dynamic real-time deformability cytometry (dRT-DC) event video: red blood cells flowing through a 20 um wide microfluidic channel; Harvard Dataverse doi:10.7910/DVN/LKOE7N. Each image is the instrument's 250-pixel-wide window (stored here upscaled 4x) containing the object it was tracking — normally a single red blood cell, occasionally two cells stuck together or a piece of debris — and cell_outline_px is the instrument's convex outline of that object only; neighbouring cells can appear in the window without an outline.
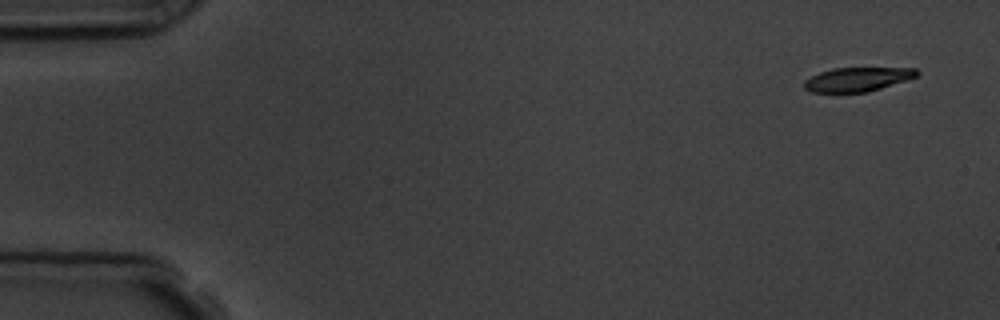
{"species": "common noctule bat (a hibernating species)", "species_latin": "Nyctalus noctula", "temperature_condition": "room temperature", "stored_images_in_passage": 4, "camera_frame_rate_fps": 3000, "um_per_image_px": 0.085, "animal": {"sex": "male", "body_mass_g": 19.5, "forearm_length_mm": 54.6}, "frame": {"image": 1, "passage_image": 1, "time_ms": 0.0, "image_size_px": [1000, 320], "cell_outline_px": [[920, 72], [916, 76], [868, 92], [812, 92], [804, 88], [804, 80], [820, 72], [832, 68], [916, 68]], "centroid_in_image_um": [72.85, 6.74], "position_along_channel_um": 12.2, "area_um2": 15.55}}
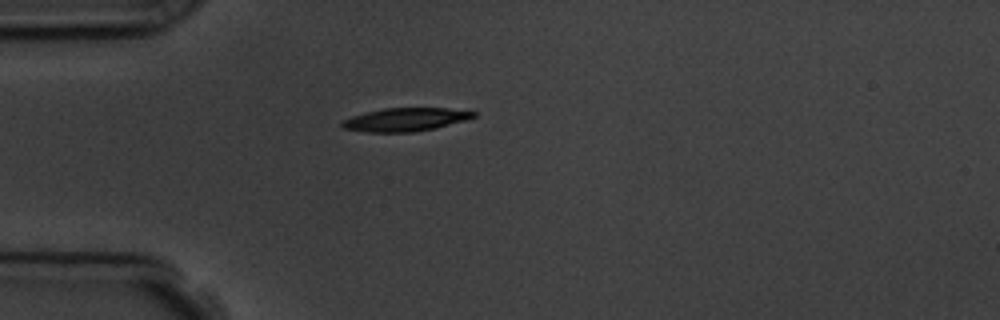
{"frame": {"image": 2, "passage_image": 4, "time_ms": 4.0, "image_size_px": [1000, 320], "cell_outline_px": [[476, 116], [464, 120], [432, 128], [412, 132], [368, 132], [344, 128], [340, 124], [344, 120], [352, 116], [364, 112], [384, 108], [448, 108], [476, 112]], "centroid_in_image_um": [34.42, 10.15], "position_along_channel_um": 50.6, "area_um2": 17.51}}